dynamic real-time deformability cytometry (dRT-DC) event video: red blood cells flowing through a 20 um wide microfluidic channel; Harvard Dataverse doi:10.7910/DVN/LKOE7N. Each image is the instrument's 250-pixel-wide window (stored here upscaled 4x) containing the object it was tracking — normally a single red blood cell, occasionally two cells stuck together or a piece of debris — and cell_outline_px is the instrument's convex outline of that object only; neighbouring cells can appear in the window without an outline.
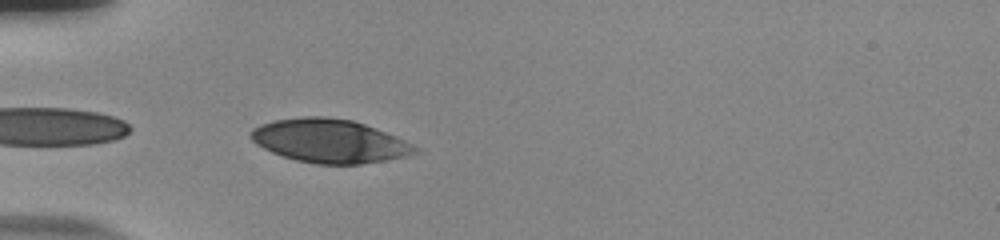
{"species": "human", "species_latin": "Homo sapiens", "temperature_condition": "room temperature", "stored_images_in_passage": 25, "camera_frame_rate_fps": 3000, "um_per_image_px": 0.085, "donor": {"sex": "male"}, "frame": {"image": 1, "passage_image": 1, "time_ms": 0.0, "image_size_px": [1000, 240], "cell_outline_px": [[420, 152], [404, 156], [384, 160], [360, 164], [316, 164], [296, 160], [272, 152], [256, 144], [248, 136], [252, 128], [260, 124], [272, 120], [304, 116], [324, 116], [352, 120], [364, 124], [396, 136], [420, 148]], "centroid_in_image_um": [27.98, 11.97], "position_along_channel_um": 57.0, "area_um2": 41.67}}
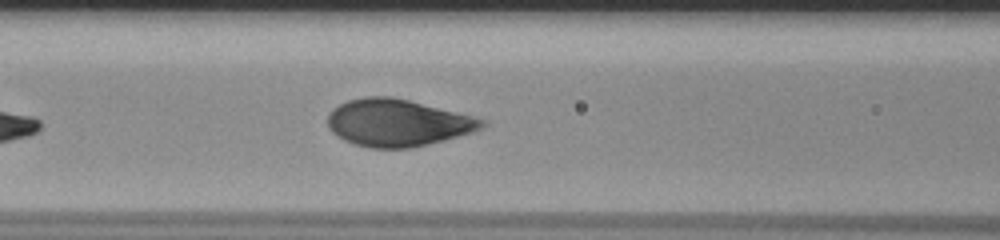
{"frame": {"image": 2, "passage_image": 8, "time_ms": 2.333, "image_size_px": [1000, 240], "cell_outline_px": [[488, 120], [484, 128], [472, 132], [444, 140], [412, 148], [368, 148], [352, 144], [336, 136], [328, 128], [328, 112], [332, 108], [348, 100], [364, 96], [388, 96], [408, 100]], "centroid_in_image_um": [33.76, 10.44], "position_along_channel_um": 132.8, "area_um2": 42.48}}